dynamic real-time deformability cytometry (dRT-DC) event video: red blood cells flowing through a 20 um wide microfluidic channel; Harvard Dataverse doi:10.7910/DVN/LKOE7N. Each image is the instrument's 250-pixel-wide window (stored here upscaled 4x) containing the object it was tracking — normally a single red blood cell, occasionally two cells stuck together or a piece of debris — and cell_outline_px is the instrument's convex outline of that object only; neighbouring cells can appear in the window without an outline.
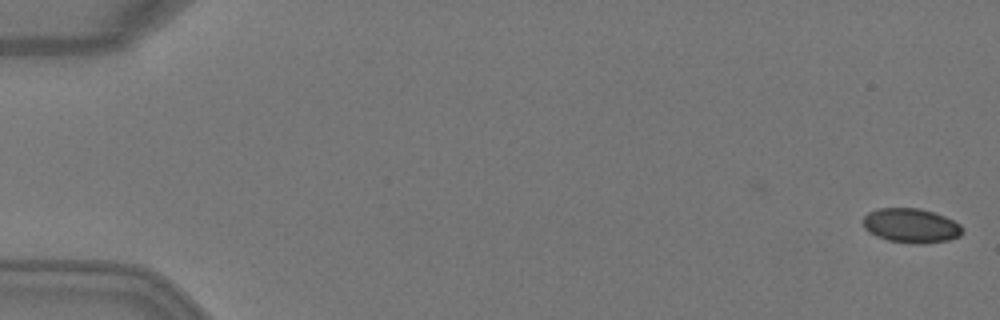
{"species": "Egyptian fruit bat (a non-hibernating species)", "species_latin": "Rousettus aegyptiacus", "temperature_condition": "warm", "stored_images_in_passage": 6, "camera_frame_rate_fps": 3000, "um_per_image_px": 0.085, "animal": {"sex": "female"}, "frame": {"image": 1, "passage_image": 1, "time_ms": 0.0, "image_size_px": [1000, 320], "cell_outline_px": [[964, 232], [960, 236], [948, 240], [924, 244], [916, 244], [888, 240], [876, 236], [868, 232], [864, 228], [864, 216], [868, 212], [876, 208], [920, 208], [944, 216], [960, 224], [964, 228]], "centroid_in_image_um": [77.45, 19.18], "position_along_channel_um": 7.6, "area_um2": 20.06}}
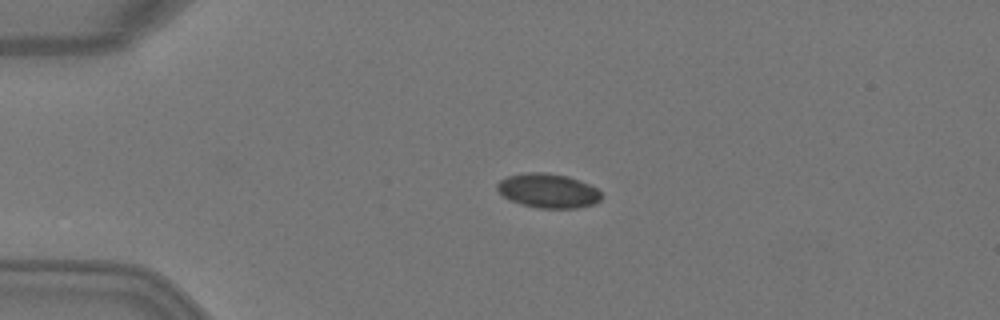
{"frame": {"image": 2, "passage_image": 4, "time_ms": 1.0, "image_size_px": [1000, 320], "cell_outline_px": [[600, 200], [596, 204], [576, 208], [536, 208], [512, 200], [504, 196], [496, 188], [496, 184], [500, 180], [508, 176], [524, 172], [544, 172], [568, 176], [580, 180], [596, 188], [600, 192]], "centroid_in_image_um": [46.6, 16.2], "position_along_channel_um": 38.4, "area_um2": 20.75}}